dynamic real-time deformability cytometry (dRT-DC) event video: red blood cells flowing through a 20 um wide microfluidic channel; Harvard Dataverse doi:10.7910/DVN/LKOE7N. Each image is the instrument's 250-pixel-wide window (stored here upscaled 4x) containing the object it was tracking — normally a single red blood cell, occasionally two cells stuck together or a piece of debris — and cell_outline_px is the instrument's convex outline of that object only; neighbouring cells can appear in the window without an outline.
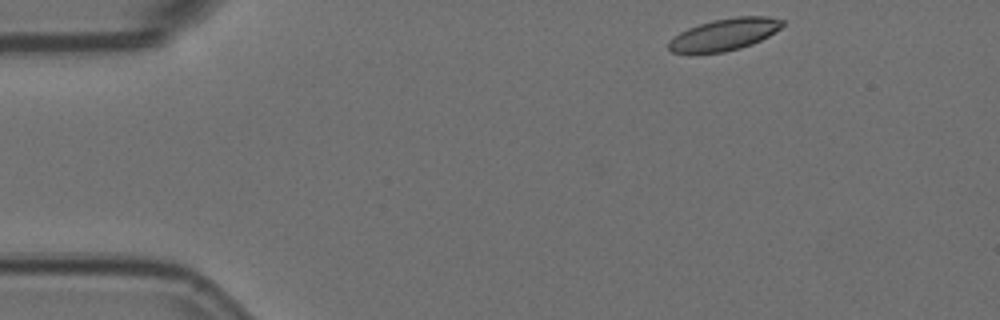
{"species": "Egyptian fruit bat (a non-hibernating species)", "species_latin": "Rousettus aegyptiacus", "temperature_condition": "room temperature", "stored_images_in_passage": 25, "camera_frame_rate_fps": 3000, "um_per_image_px": 0.085, "animal": {"sex": "female"}, "frame": {"image": 1, "passage_image": 1, "time_ms": 0.0, "image_size_px": [1000, 320], "cell_outline_px": [[784, 24], [780, 28], [768, 36], [752, 44], [740, 48], [724, 52], [672, 52], [668, 48], [668, 40], [680, 32], [688, 28], [712, 20], [736, 16], [768, 16], [784, 20]], "centroid_in_image_um": [61.59, 2.91], "position_along_channel_um": 23.4, "area_um2": 20.98}}
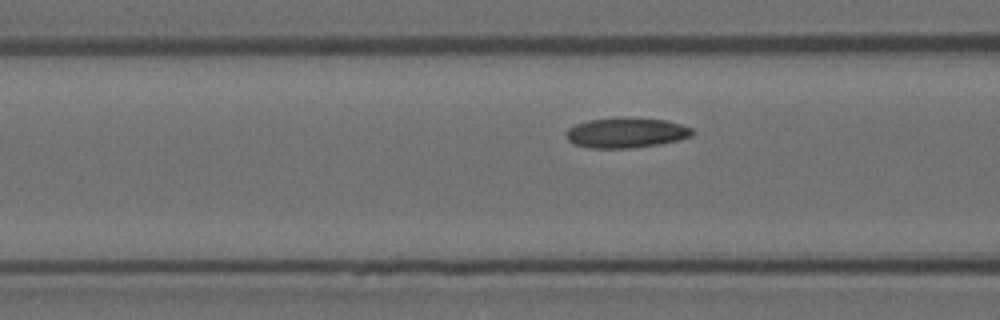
{"frame": {"image": 2, "passage_image": 15, "time_ms": 4.667, "image_size_px": [1000, 320], "cell_outline_px": [[692, 136], [660, 144], [632, 148], [588, 148], [576, 144], [568, 140], [564, 132], [568, 128], [576, 124], [588, 120], [624, 116], [668, 120], [692, 128]], "centroid_in_image_um": [53.2, 11.26], "position_along_channel_um": 113.4, "area_um2": 22.43}}
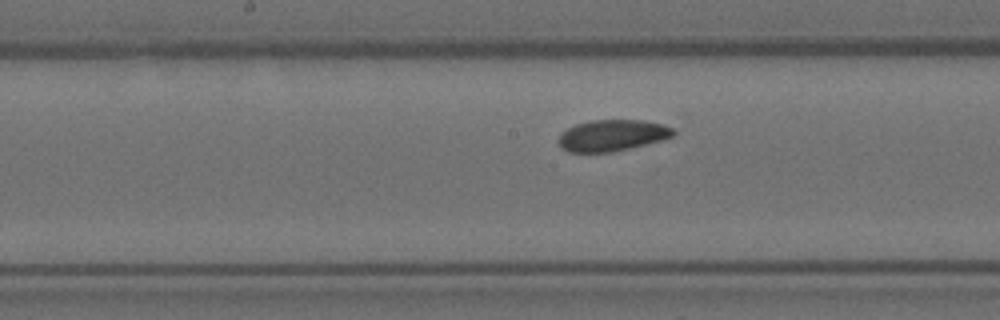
{"frame": {"image": 3, "passage_image": 22, "time_ms": 7.0, "image_size_px": [1000, 320], "cell_outline_px": [[676, 132], [672, 136], [660, 140], [612, 152], [568, 152], [560, 148], [560, 132], [576, 124], [592, 120], [644, 120], [664, 124], [672, 128]], "centroid_in_image_um": [52.02, 11.5], "position_along_channel_um": 196.2, "area_um2": 20.81}}